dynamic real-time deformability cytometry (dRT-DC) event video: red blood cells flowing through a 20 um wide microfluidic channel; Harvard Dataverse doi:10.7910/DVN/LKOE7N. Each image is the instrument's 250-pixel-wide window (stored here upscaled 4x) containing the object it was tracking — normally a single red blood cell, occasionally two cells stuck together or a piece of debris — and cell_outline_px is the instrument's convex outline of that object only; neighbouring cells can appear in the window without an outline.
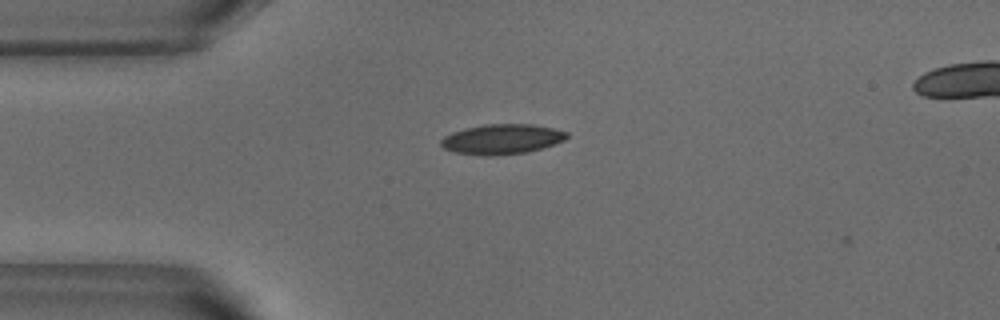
{"species": "common noctule bat (a hibernating species)", "species_latin": "Nyctalus noctula", "temperature_condition": "warm", "stored_images_in_passage": 2, "camera_frame_rate_fps": 3000, "um_per_image_px": 0.085, "animal": {"sex": "male", "body_mass_g": 18.8}, "frame": {"image": 1, "passage_image": 1, "time_ms": 0.0, "image_size_px": [1000, 320], "cell_outline_px": [[568, 136], [564, 140], [540, 148], [524, 152], [492, 156], [484, 156], [456, 152], [444, 148], [440, 144], [440, 140], [444, 136], [452, 132], [464, 128], [484, 124], [532, 124], [552, 128], [568, 132]], "centroid_in_image_um": [42.62, 11.82], "position_along_channel_um": 42.4, "area_um2": 21.85}}